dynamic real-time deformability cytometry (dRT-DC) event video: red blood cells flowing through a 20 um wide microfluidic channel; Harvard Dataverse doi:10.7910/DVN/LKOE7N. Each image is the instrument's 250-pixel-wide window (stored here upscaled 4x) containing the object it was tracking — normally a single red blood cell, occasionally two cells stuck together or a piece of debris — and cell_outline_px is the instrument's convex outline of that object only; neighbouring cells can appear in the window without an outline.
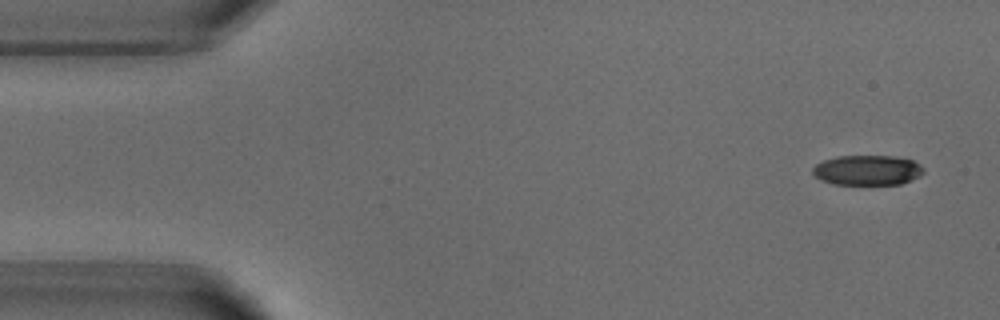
{"species": "common noctule bat (a hibernating species)", "species_latin": "Nyctalus noctula", "temperature_condition": "warm", "stored_images_in_passage": 4, "camera_frame_rate_fps": 3000, "um_per_image_px": 0.085, "animal": {"sex": "male", "body_mass_g": 18.8}, "frame": {"image": 1, "passage_image": 1, "time_ms": 0.0, "image_size_px": [1000, 320], "cell_outline_px": [[924, 172], [920, 176], [900, 184], [832, 184], [820, 180], [812, 172], [812, 168], [816, 164], [824, 160], [836, 156], [892, 156], [912, 160], [920, 164], [924, 168]], "centroid_in_image_um": [73.72, 14.46], "position_along_channel_um": 11.3, "area_um2": 19.42}}
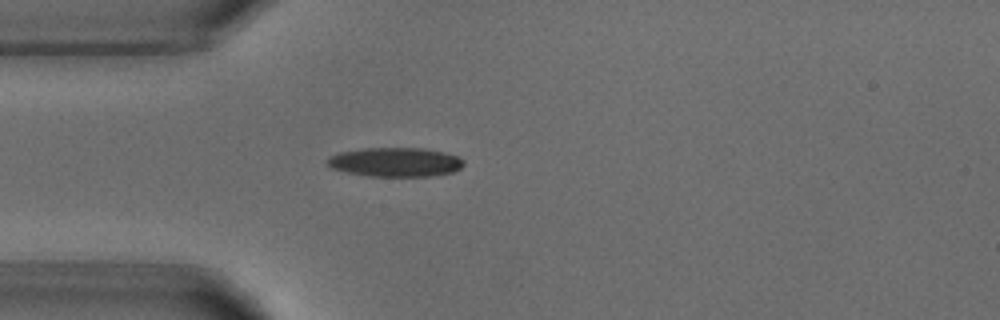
{"frame": {"image": 2, "passage_image": 4, "time_ms": 3.667, "image_size_px": [1000, 320], "cell_outline_px": [[464, 164], [460, 168], [452, 172], [432, 176], [368, 176], [348, 172], [332, 168], [324, 164], [324, 160], [328, 156], [340, 152], [364, 148], [424, 148], [444, 152], [456, 156], [464, 160]], "centroid_in_image_um": [33.56, 13.77], "position_along_channel_um": 51.4, "area_um2": 23.29}}